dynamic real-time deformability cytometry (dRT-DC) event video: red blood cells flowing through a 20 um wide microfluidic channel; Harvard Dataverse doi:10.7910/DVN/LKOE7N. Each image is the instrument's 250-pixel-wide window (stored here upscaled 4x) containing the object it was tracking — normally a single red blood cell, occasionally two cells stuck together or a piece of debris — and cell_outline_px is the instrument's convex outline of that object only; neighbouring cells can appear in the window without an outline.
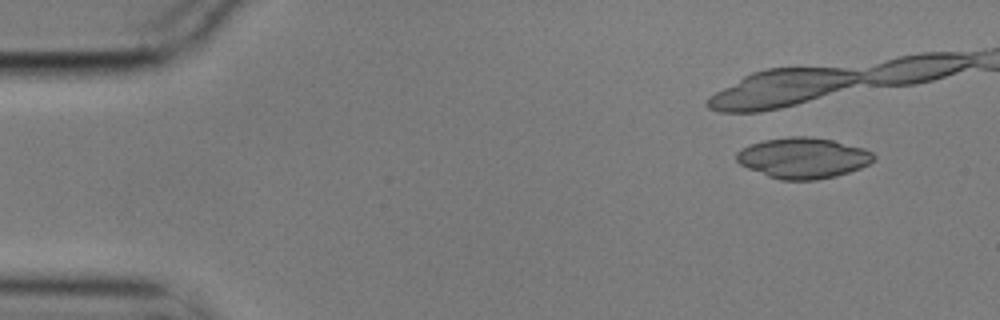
{"species": "common noctule bat (a hibernating species)", "species_latin": "Nyctalus noctula", "temperature_condition": "cold", "stored_images_in_passage": 3, "camera_frame_rate_fps": 3000, "um_per_image_px": 0.085, "animal": {"sex": "male", "body_mass_g": 17.9}, "frame": {"image": 1, "passage_image": 1, "time_ms": 0.0, "image_size_px": [1000, 320], "cell_outline_px": [[876, 160], [860, 168], [836, 176], [816, 180], [780, 180], [768, 176], [748, 168], [740, 164], [736, 160], [736, 152], [752, 144], [764, 140], [792, 136], [808, 136], [832, 140], [864, 148], [872, 152], [876, 156]], "centroid_in_image_um": [68.29, 13.43], "position_along_channel_um": 16.7, "area_um2": 32.48}}